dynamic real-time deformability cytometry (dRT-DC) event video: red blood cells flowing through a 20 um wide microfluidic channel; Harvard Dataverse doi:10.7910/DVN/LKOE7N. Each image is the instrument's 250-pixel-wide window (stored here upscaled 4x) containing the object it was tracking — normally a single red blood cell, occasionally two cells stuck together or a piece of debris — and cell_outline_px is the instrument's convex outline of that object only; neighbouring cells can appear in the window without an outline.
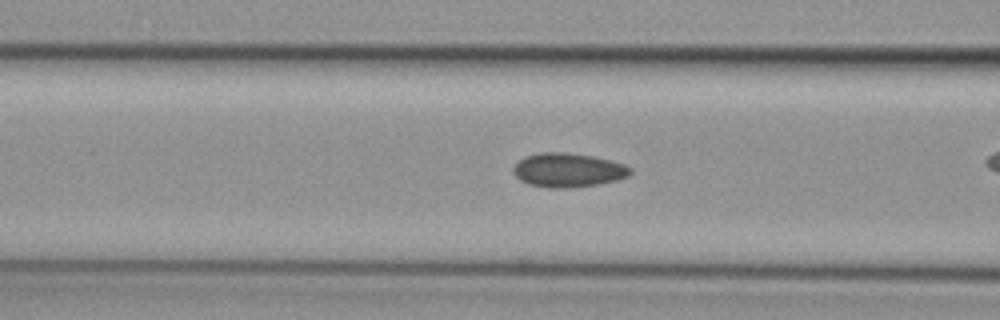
{"species": "common noctule bat (a hibernating species)", "species_latin": "Nyctalus noctula", "temperature_condition": "cold", "stored_images_in_passage": 38, "camera_frame_rate_fps": 3000, "um_per_image_px": 0.085, "animal": {"sex": "female", "body_mass_g": 29.2, "forearm_length_mm": 56.3}, "frame": {"image": 1, "passage_image": 17, "time_ms": 5.333, "image_size_px": [1000, 320], "cell_outline_px": [[632, 172], [628, 176], [616, 180], [596, 184], [564, 188], [548, 188], [528, 184], [520, 180], [512, 172], [512, 168], [524, 156], [540, 152], [564, 152], [592, 156], [624, 164], [632, 168]], "centroid_in_image_um": [48.25, 14.45], "position_along_channel_um": 118.4, "area_um2": 23.12}}
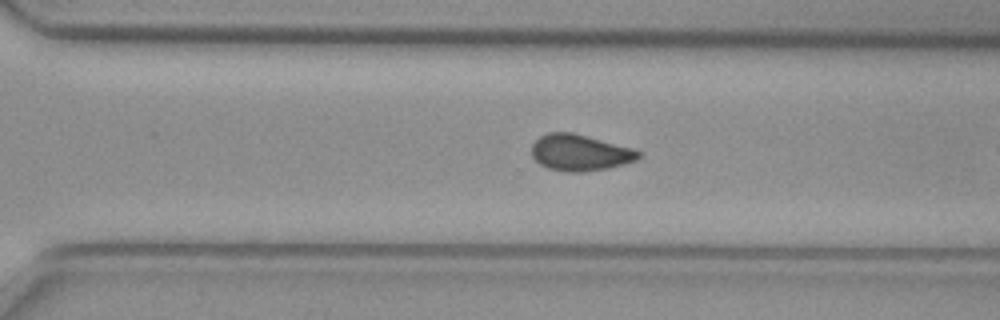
{"frame": {"image": 2, "passage_image": 33, "time_ms": 10.667, "image_size_px": [1000, 320], "cell_outline_px": [[640, 156], [636, 160], [624, 164], [608, 168], [580, 172], [564, 172], [548, 168], [540, 164], [532, 156], [532, 144], [540, 136], [548, 132], [572, 132], [632, 148], [640, 152]], "centroid_in_image_um": [49.27, 12.97], "position_along_channel_um": 321.3, "area_um2": 22.48}}